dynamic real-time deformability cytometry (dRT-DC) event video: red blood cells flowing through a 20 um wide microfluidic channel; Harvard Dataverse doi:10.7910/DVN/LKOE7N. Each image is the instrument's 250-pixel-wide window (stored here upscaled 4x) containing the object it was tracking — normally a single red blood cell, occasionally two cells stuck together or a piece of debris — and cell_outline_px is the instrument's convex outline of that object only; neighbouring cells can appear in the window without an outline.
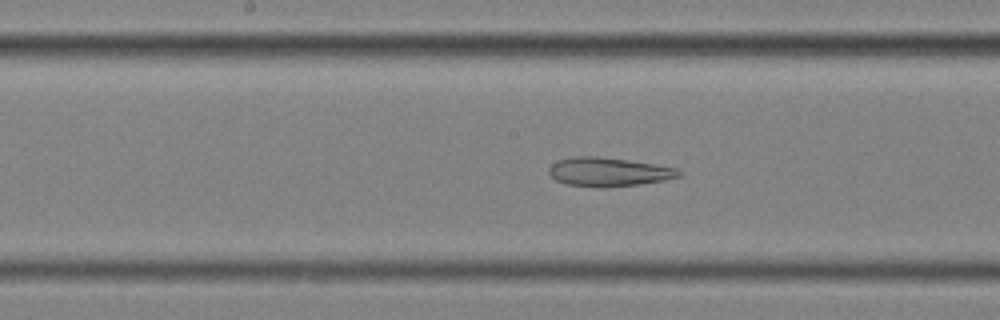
{"species": "common noctule bat (a hibernating species)", "species_latin": "Nyctalus noctula", "temperature_condition": "cold", "stored_images_in_passage": 56, "camera_frame_rate_fps": 3000, "um_per_image_px": 0.085, "animal": {"sex": "female", "body_mass_g": 25.1}, "frame": {"image": 1, "passage_image": 28, "time_ms": 9.0, "image_size_px": [1000, 320], "cell_outline_px": [[684, 172], [680, 176], [664, 180], [640, 184], [604, 188], [596, 188], [568, 184], [556, 180], [548, 172], [548, 168], [556, 160], [572, 156], [596, 156], [628, 160], [676, 168]], "centroid_in_image_um": [51.7, 14.61], "position_along_channel_um": 196.5, "area_um2": 21.96}}
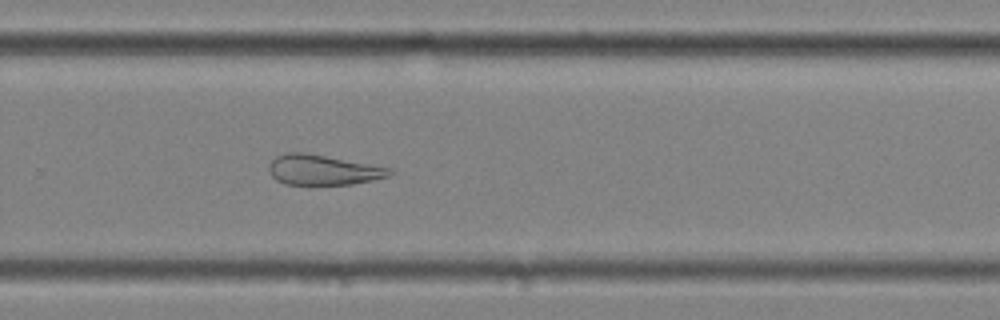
{"frame": {"image": 2, "passage_image": 37, "time_ms": 12.0, "image_size_px": [1000, 320], "cell_outline_px": [[392, 172], [388, 176], [372, 180], [352, 184], [308, 188], [284, 184], [276, 180], [268, 172], [268, 164], [276, 156], [284, 152], [304, 152], [392, 168]], "centroid_in_image_um": [27.37, 14.49], "position_along_channel_um": 302.4, "area_um2": 22.14}}
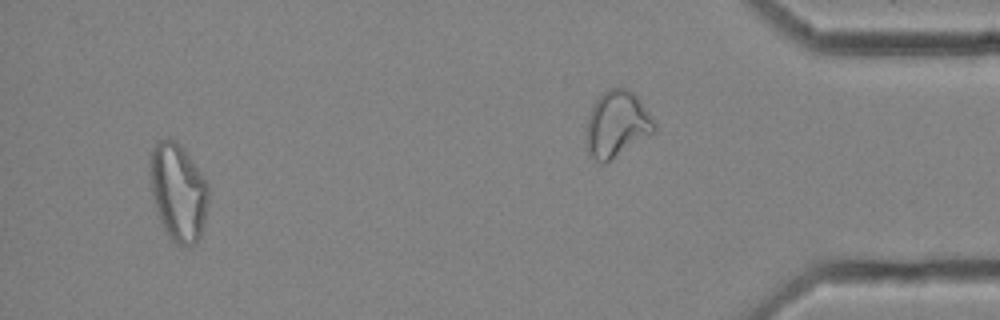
{"frame": {"image": 3, "passage_image": 53, "time_ms": 17.333, "image_size_px": [1000, 320], "cell_outline_px": [[208, 204], [204, 228], [200, 236], [192, 244], [180, 248], [168, 236], [160, 224], [152, 196], [152, 148], [160, 140], [176, 140], [184, 148], [208, 184]], "centroid_in_image_um": [15.18, 16.4], "position_along_channel_um": 420.0, "area_um2": 32.95}, "authors_computed_cell_mechanics": {"area_um2": 28.7555, "velocity_mm_per_s": 3.5449, "shape_relaxation_time_tau1_ms": null, "shape_relaxation_time_tau2_ms": 3.902, "deformation_change_tau1": null, "deformation_change_tau2": 0.1297}}